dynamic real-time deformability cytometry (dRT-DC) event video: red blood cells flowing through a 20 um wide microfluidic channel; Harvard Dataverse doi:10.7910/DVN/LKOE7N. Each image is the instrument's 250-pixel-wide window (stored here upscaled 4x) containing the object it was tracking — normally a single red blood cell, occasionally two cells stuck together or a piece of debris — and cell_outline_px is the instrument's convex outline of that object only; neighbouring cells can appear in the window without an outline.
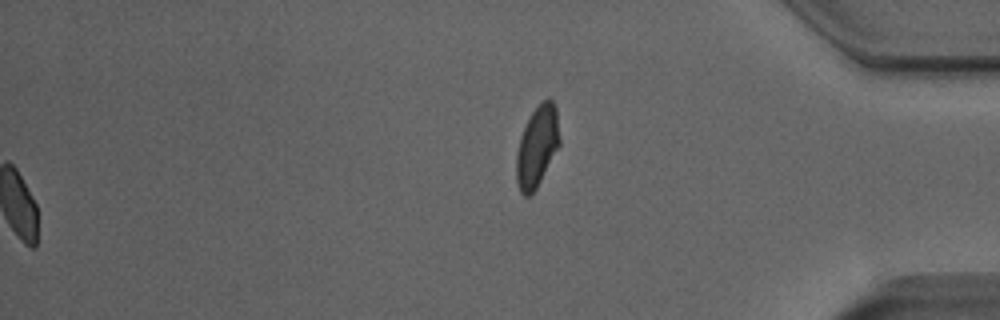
{"species": "Egyptian fruit bat (a non-hibernating species)", "species_latin": "Rousettus aegyptiacus", "temperature_condition": "room temperature", "stored_images_in_passage": 39, "segment_of_instrument_passage": [2, 2], "camera_frame_rate_fps": 3000, "um_per_image_px": 0.085, "animal": {"sex": "male"}, "frame": {"image": 1, "passage_image": 39, "time_ms": 12.667, "image_size_px": [1000, 320], "cell_outline_px": [[560, 144], [536, 188], [528, 196], [524, 196], [520, 192], [516, 184], [516, 152], [520, 136], [532, 112], [548, 96], [552, 100], [556, 108], [560, 140]], "centroid_in_image_um": [45.64, 12.46], "position_along_channel_um": 389.6, "area_um2": 20.23}}